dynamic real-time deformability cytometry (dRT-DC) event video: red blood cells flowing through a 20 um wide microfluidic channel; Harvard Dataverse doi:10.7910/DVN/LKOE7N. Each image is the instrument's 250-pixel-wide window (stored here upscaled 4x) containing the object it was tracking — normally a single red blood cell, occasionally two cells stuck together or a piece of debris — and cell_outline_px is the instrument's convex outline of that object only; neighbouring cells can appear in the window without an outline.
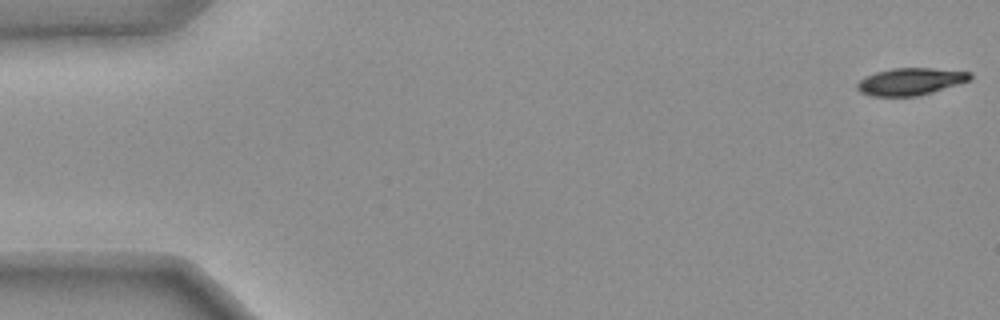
{"species": "common noctule bat (a hibernating species)", "species_latin": "Nyctalus noctula", "temperature_condition": "warm", "stored_images_in_passage": 49, "camera_frame_rate_fps": 3000, "um_per_image_px": 0.085, "animal": {"sex": "female", "body_mass_g": 25.1}, "frame": {"image": 1, "passage_image": 1, "time_ms": 0.0, "image_size_px": [1000, 320], "cell_outline_px": [[972, 76], [968, 80], [932, 92], [916, 96], [872, 96], [860, 92], [856, 88], [856, 84], [864, 76], [876, 72], [892, 68], [932, 68], [972, 72]], "centroid_in_image_um": [77.34, 6.92], "position_along_channel_um": 7.7, "area_um2": 17.74}}
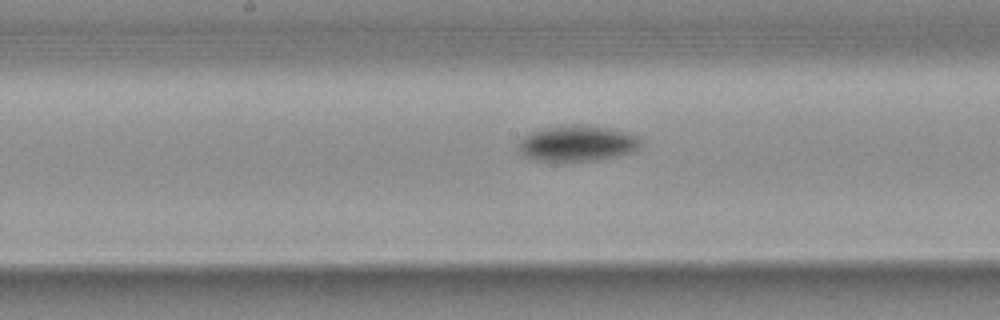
{"frame": {"image": 2, "passage_image": 28, "time_ms": 9.0, "image_size_px": [1000, 320], "cell_outline_px": [[644, 144], [636, 152], [596, 160], [540, 160], [524, 156], [520, 152], [516, 144], [524, 136], [540, 128], [568, 124], [588, 124], [608, 128], [624, 132], [636, 136]], "centroid_in_image_um": [49.08, 12.16], "position_along_channel_um": 199.1, "area_um2": 25.66}}
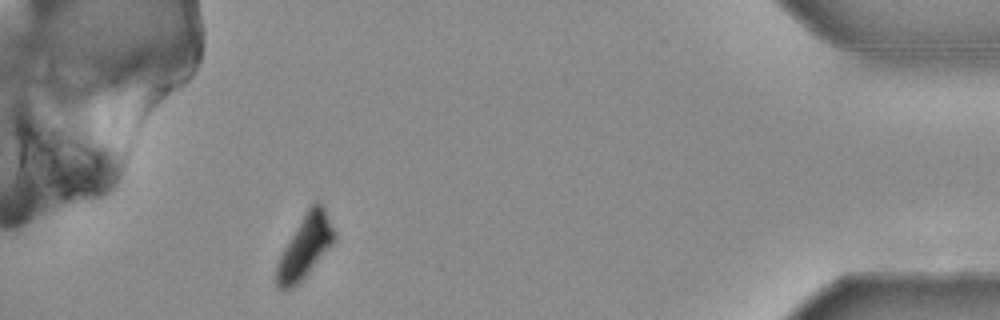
{"frame": {"image": 3, "passage_image": 49, "time_ms": 16.0, "image_size_px": [1000, 320], "cell_outline_px": [[336, 236], [332, 244], [304, 276], [288, 292], [280, 288], [276, 284], [276, 268], [280, 256], [308, 208], [316, 200], [324, 208]], "centroid_in_image_um": [25.91, 20.99], "position_along_channel_um": 409.3, "area_um2": 20.06}, "authors_computed_cell_mechanics": {"area_um2": 21.8484, "velocity_mm_per_s": 3.7441, "shape_relaxation_time_tau1_ms": 3.2223, "shape_relaxation_time_tau2_ms": null, "deformation_change_tau1": 0.1442, "deformation_change_tau2": null}}